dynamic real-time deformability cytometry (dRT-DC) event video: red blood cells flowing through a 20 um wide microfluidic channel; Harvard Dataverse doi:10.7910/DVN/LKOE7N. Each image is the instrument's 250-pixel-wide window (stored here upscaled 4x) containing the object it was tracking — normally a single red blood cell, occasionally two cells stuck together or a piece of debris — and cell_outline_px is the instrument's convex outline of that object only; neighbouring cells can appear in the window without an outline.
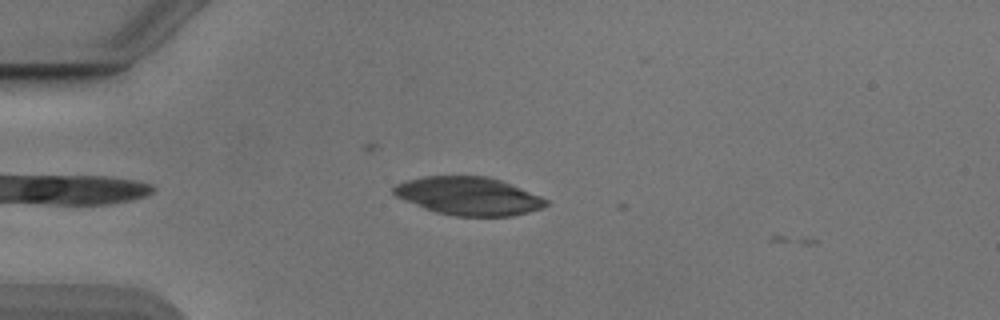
{"species": "Egyptian fruit bat (a non-hibernating species)", "species_latin": "Rousettus aegyptiacus", "temperature_condition": "cold", "stored_images_in_passage": 5, "camera_frame_rate_fps": 3000, "um_per_image_px": 0.085, "animal": {"sex": "male"}, "frame": {"image": 1, "passage_image": 2, "time_ms": 0.333, "image_size_px": [1000, 320], "cell_outline_px": [[548, 204], [540, 208], [528, 212], [512, 216], [456, 216], [436, 212], [424, 208], [396, 196], [392, 192], [392, 188], [396, 184], [408, 180], [424, 176], [488, 176], [500, 180], [540, 196], [548, 200]], "centroid_in_image_um": [39.82, 16.66], "position_along_channel_um": 45.2, "area_um2": 33.52}}